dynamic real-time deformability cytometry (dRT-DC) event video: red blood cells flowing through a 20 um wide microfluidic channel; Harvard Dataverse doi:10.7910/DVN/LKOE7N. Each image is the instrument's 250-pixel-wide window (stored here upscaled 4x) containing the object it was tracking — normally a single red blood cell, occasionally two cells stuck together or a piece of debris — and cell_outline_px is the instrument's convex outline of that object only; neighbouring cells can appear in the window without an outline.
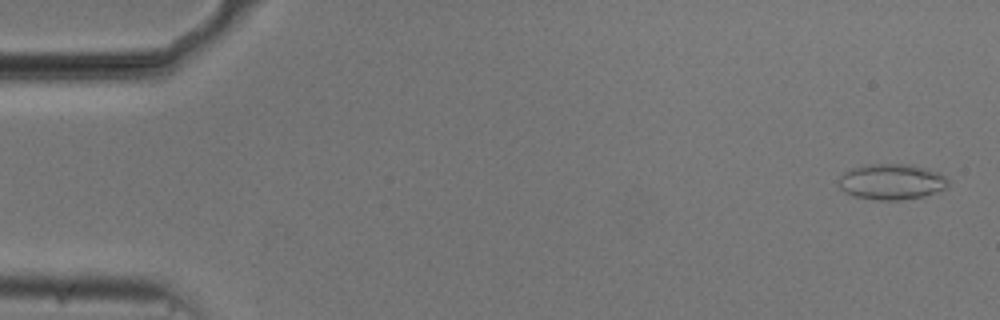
{"species": "common noctule bat (a hibernating species)", "species_latin": "Nyctalus noctula", "temperature_condition": "cold", "stored_images_in_passage": 55, "camera_frame_rate_fps": 3000, "um_per_image_px": 0.085, "animal": {"sex": "male", "body_mass_g": 20.5, "forearm_length_mm": 52.5}, "frame": {"image": 1, "passage_image": 2, "time_ms": 0.333, "image_size_px": [1000, 320], "cell_outline_px": [[948, 188], [924, 196], [900, 200], [872, 200], [852, 196], [844, 192], [840, 188], [840, 176], [844, 172], [852, 168], [872, 164], [912, 164], [928, 168], [944, 176], [948, 180]], "centroid_in_image_um": [75.79, 15.46], "position_along_channel_um": 9.2, "area_um2": 22.95}}
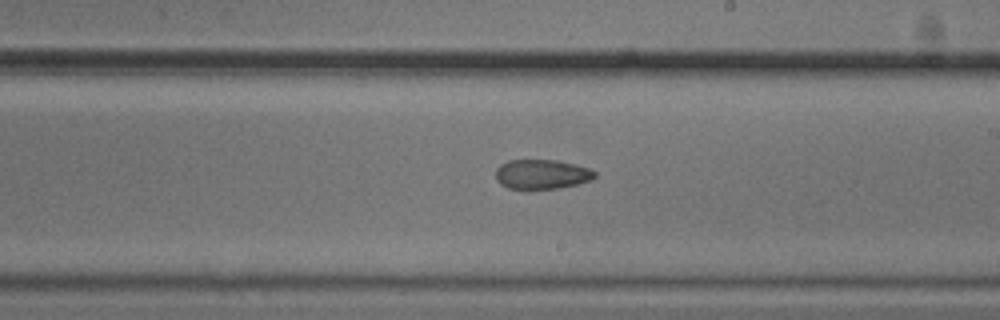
{"frame": {"image": 2, "passage_image": 31, "time_ms": 10.0, "image_size_px": [1000, 320], "cell_outline_px": [[596, 176], [592, 180], [576, 184], [556, 188], [528, 192], [524, 192], [508, 188], [500, 184], [496, 180], [496, 168], [500, 164], [508, 160], [556, 160], [588, 168], [596, 172]], "centroid_in_image_um": [45.98, 14.85], "position_along_channel_um": 243.0, "area_um2": 17.63}}
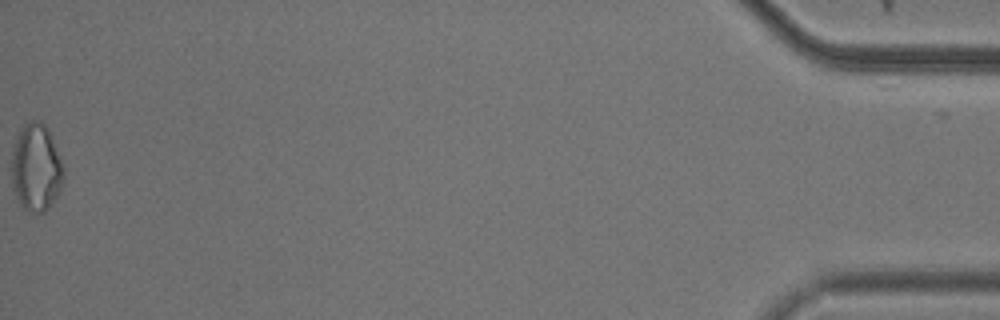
{"frame": {"image": 3, "passage_image": 54, "time_ms": 17.667, "image_size_px": [1000, 320], "cell_outline_px": [[64, 176], [60, 192], [48, 208], [44, 212], [36, 216], [24, 208], [20, 204], [12, 188], [12, 144], [20, 128], [24, 124], [32, 120], [40, 120], [48, 128], [64, 168]], "centroid_in_image_um": [3.06, 14.26], "position_along_channel_um": 432.1, "area_um2": 26.99}, "authors_computed_cell_mechanics": {"area_um2": 18.9584, "velocity_mm_per_s": 3.7678, "shape_relaxation_time_tau1_ms": 4.0079, "shape_relaxation_time_tau2_ms": 5.1526, "deformation_change_tau1": 0.0774, "deformation_change_tau2": 0.0952}}